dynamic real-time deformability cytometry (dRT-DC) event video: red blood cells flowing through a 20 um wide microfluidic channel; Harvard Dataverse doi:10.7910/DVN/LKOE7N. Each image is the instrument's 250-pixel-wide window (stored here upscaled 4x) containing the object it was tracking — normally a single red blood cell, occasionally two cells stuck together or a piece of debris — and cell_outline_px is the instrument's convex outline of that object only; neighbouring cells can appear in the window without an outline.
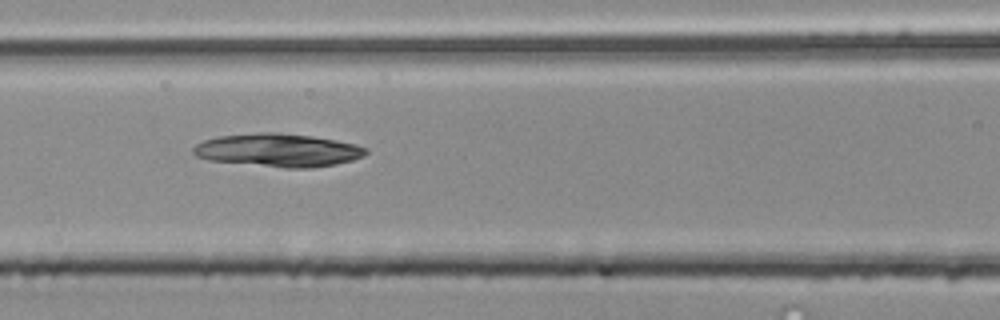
{"species": "common noctule bat (a hibernating species)", "species_latin": "Nyctalus noctula", "temperature_condition": "room temperature", "stored_images_in_passage": 4, "camera_frame_rate_fps": 3000, "um_per_image_px": 0.085, "animal": {"sex": "male", "body_mass_g": 20.4}, "frame": {"image": 1, "passage_image": 3, "time_ms": 0.667, "image_size_px": [1000, 320], "cell_outline_px": [[368, 152], [364, 156], [352, 160], [336, 164], [312, 168], [284, 168], [208, 160], [196, 156], [192, 152], [192, 148], [196, 144], [204, 140], [216, 136], [260, 132], [276, 132], [312, 136], [336, 140], [356, 144], [368, 148]], "centroid_in_image_um": [23.64, 12.76], "position_along_channel_um": 143.0, "area_um2": 33.64}}
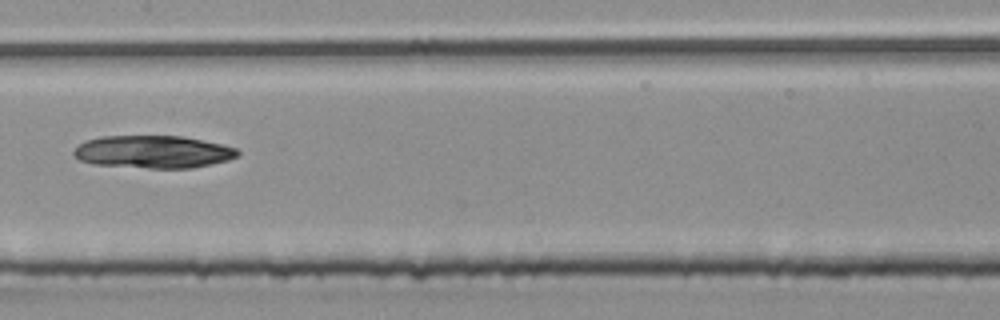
{"frame": {"image": 2, "passage_image": 4, "time_ms": 1.0, "image_size_px": [1000, 320], "cell_outline_px": [[240, 156], [228, 160], [192, 168], [148, 168], [92, 164], [80, 160], [72, 152], [80, 144], [88, 140], [100, 136], [180, 136], [220, 144], [236, 148], [240, 152]], "centroid_in_image_um": [13.03, 12.91], "position_along_channel_um": 194.4, "area_um2": 30.98}}